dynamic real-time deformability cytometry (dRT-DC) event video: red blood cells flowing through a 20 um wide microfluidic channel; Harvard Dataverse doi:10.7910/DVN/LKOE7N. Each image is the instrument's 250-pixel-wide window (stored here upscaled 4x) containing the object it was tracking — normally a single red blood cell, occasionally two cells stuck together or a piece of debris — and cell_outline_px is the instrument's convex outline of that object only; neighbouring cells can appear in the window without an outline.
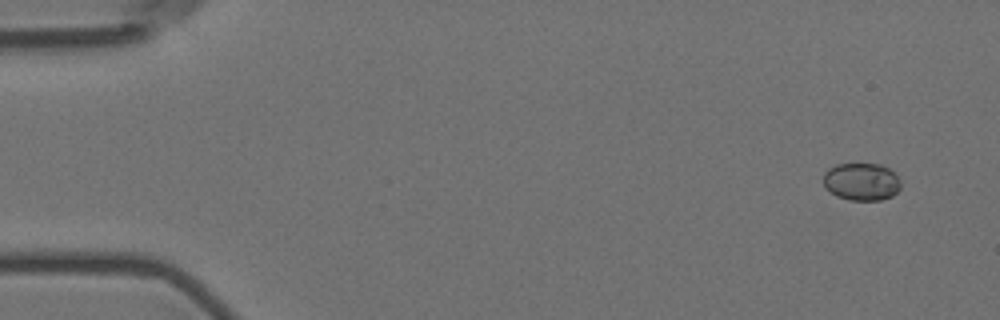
{"species": "Egyptian fruit bat (a non-hibernating species)", "species_latin": "Rousettus aegyptiacus", "temperature_condition": "room temperature", "stored_images_in_passage": 4, "camera_frame_rate_fps": 3000, "um_per_image_px": 0.085, "animal": {"sex": "female"}, "frame": {"image": 1, "passage_image": 1, "time_ms": 0.0, "image_size_px": [1000, 320], "cell_outline_px": [[900, 188], [892, 196], [880, 200], [848, 200], [836, 196], [824, 188], [824, 172], [828, 168], [836, 164], [880, 164], [888, 168], [900, 180]], "centroid_in_image_um": [73.19, 15.45], "position_along_channel_um": 11.8, "area_um2": 16.99}}
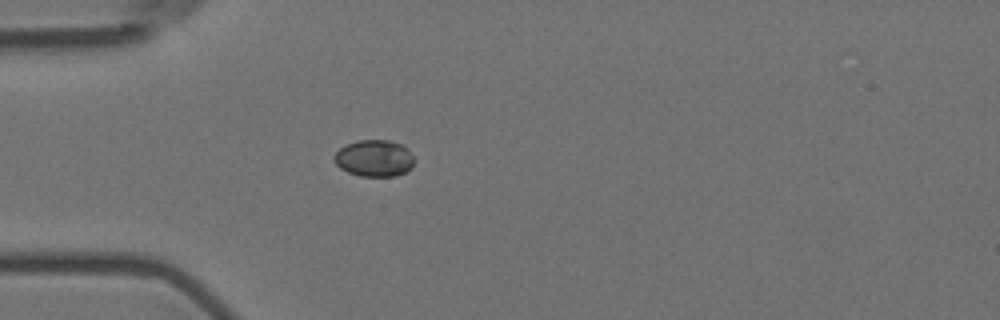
{"frame": {"image": 2, "passage_image": 4, "time_ms": 1.0, "image_size_px": [1000, 320], "cell_outline_px": [[412, 168], [396, 176], [360, 176], [348, 172], [340, 168], [336, 164], [332, 156], [344, 144], [360, 140], [388, 140], [400, 144], [408, 148], [412, 156]], "centroid_in_image_um": [31.78, 13.45], "position_along_channel_um": 53.2, "area_um2": 17.11}}